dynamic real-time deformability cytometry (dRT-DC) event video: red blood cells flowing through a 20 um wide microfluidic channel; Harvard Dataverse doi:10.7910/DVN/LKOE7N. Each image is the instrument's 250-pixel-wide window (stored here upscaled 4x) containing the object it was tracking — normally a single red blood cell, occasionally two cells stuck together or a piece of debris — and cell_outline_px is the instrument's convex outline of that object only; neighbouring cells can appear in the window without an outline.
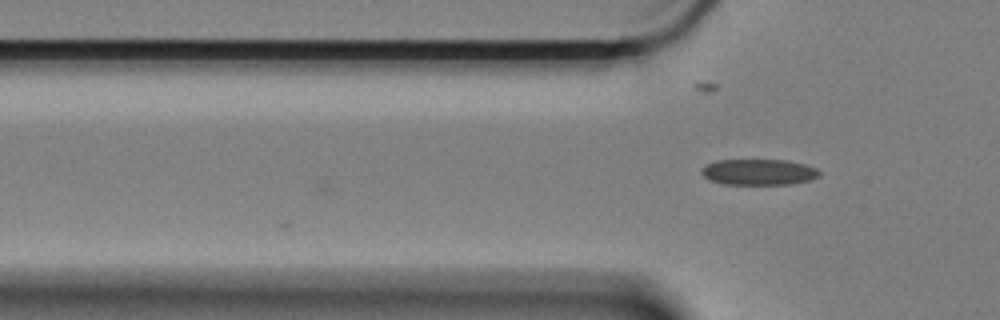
{"species": "Egyptian fruit bat (a non-hibernating species)", "species_latin": "Rousettus aegyptiacus", "temperature_condition": "cold", "stored_images_in_passage": 20, "camera_frame_rate_fps": 3000, "um_per_image_px": 0.085, "animal": {"sex": "female"}, "frame": {"image": 1, "passage_image": 20, "time_ms": 6.333, "image_size_px": [1000, 320], "cell_outline_px": [[820, 176], [808, 180], [792, 184], [720, 184], [708, 180], [700, 172], [700, 168], [704, 164], [716, 160], [788, 160], [804, 164], [816, 168], [820, 172]], "centroid_in_image_um": [64.43, 14.62], "position_along_channel_um": 61.4, "area_um2": 18.03}}